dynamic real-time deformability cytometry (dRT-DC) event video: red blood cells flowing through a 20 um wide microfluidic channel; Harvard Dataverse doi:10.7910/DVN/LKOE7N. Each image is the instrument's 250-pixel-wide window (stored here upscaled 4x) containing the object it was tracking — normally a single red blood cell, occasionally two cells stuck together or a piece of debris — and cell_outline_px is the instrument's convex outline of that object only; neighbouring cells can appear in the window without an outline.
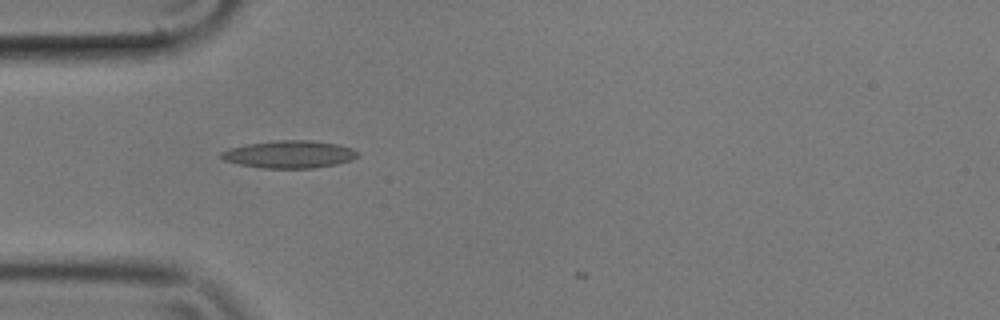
{"species": "common noctule bat (a hibernating species)", "species_latin": "Nyctalus noctula", "temperature_condition": "cold", "stored_images_in_passage": 4, "camera_frame_rate_fps": 3000, "um_per_image_px": 0.085, "animal": {"sex": "male", "body_mass_g": 17.9}, "frame": {"image": 1, "passage_image": 2, "time_ms": 0.333, "image_size_px": [1000, 320], "cell_outline_px": [[360, 156], [352, 160], [336, 164], [312, 168], [264, 168], [240, 164], [224, 160], [220, 156], [220, 152], [228, 148], [244, 144], [280, 140], [312, 140], [336, 144], [352, 148], [360, 152]], "centroid_in_image_um": [24.61, 13.11], "position_along_channel_um": 60.4, "area_um2": 21.96}}